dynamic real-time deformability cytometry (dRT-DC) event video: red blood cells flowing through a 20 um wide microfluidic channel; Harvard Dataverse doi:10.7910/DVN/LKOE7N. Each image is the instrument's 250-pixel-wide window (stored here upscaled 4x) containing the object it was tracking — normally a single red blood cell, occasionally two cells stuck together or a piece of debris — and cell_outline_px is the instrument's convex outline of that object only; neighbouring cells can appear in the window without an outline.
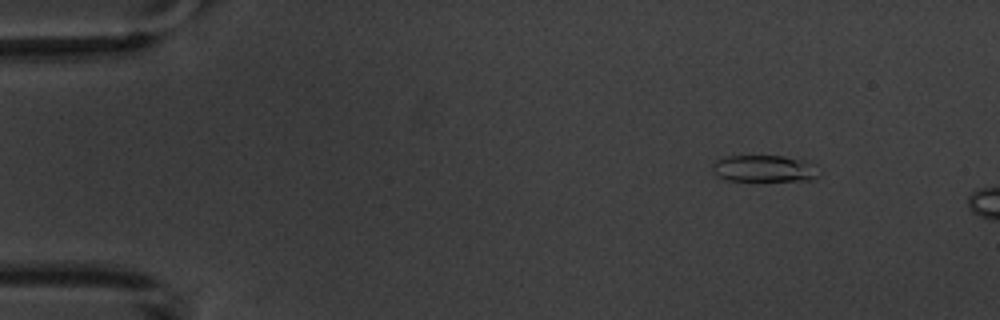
{"species": "common noctule bat (a hibernating species)", "species_latin": "Nyctalus noctula", "temperature_condition": "warm", "stored_images_in_passage": 3, "camera_frame_rate_fps": 3000, "um_per_image_px": 0.085, "animal": {"sex": "male", "body_mass_g": 20.1, "forearm_length_mm": 53.5}, "frame": {"image": 1, "passage_image": 1, "time_ms": 0.0, "image_size_px": [1000, 320], "cell_outline_px": [[820, 176], [816, 180], [724, 180], [716, 176], [712, 172], [712, 164], [716, 160], [724, 156], [784, 156], [800, 160], [820, 172]], "centroid_in_image_um": [64.87, 14.34], "position_along_channel_um": 20.1, "area_um2": 16.42}}